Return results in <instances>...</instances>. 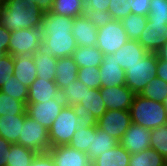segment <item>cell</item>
I'll return each mask as SVG.
<instances>
[{
	"label": "cell",
	"mask_w": 167,
	"mask_h": 166,
	"mask_svg": "<svg viewBox=\"0 0 167 166\" xmlns=\"http://www.w3.org/2000/svg\"><path fill=\"white\" fill-rule=\"evenodd\" d=\"M119 144V141L111 137L105 131L97 128L92 134L91 145L88 147L87 155L89 161L92 163L101 153L112 149Z\"/></svg>",
	"instance_id": "24"
},
{
	"label": "cell",
	"mask_w": 167,
	"mask_h": 166,
	"mask_svg": "<svg viewBox=\"0 0 167 166\" xmlns=\"http://www.w3.org/2000/svg\"><path fill=\"white\" fill-rule=\"evenodd\" d=\"M11 31L7 30L3 25L0 24V50L8 53L9 40Z\"/></svg>",
	"instance_id": "46"
},
{
	"label": "cell",
	"mask_w": 167,
	"mask_h": 166,
	"mask_svg": "<svg viewBox=\"0 0 167 166\" xmlns=\"http://www.w3.org/2000/svg\"><path fill=\"white\" fill-rule=\"evenodd\" d=\"M131 122L148 129H155L167 124L165 105L155 100L135 94L129 109Z\"/></svg>",
	"instance_id": "3"
},
{
	"label": "cell",
	"mask_w": 167,
	"mask_h": 166,
	"mask_svg": "<svg viewBox=\"0 0 167 166\" xmlns=\"http://www.w3.org/2000/svg\"><path fill=\"white\" fill-rule=\"evenodd\" d=\"M97 128V126L85 127L80 124L68 145L78 151L87 153L88 147L91 145L92 134Z\"/></svg>",
	"instance_id": "32"
},
{
	"label": "cell",
	"mask_w": 167,
	"mask_h": 166,
	"mask_svg": "<svg viewBox=\"0 0 167 166\" xmlns=\"http://www.w3.org/2000/svg\"><path fill=\"white\" fill-rule=\"evenodd\" d=\"M26 114V104L0 91V116Z\"/></svg>",
	"instance_id": "34"
},
{
	"label": "cell",
	"mask_w": 167,
	"mask_h": 166,
	"mask_svg": "<svg viewBox=\"0 0 167 166\" xmlns=\"http://www.w3.org/2000/svg\"><path fill=\"white\" fill-rule=\"evenodd\" d=\"M0 91L27 104L28 87L13 75L11 78H8V80L0 88Z\"/></svg>",
	"instance_id": "35"
},
{
	"label": "cell",
	"mask_w": 167,
	"mask_h": 166,
	"mask_svg": "<svg viewBox=\"0 0 167 166\" xmlns=\"http://www.w3.org/2000/svg\"><path fill=\"white\" fill-rule=\"evenodd\" d=\"M73 18L45 12L41 22L42 49L55 58L72 56L77 48Z\"/></svg>",
	"instance_id": "1"
},
{
	"label": "cell",
	"mask_w": 167,
	"mask_h": 166,
	"mask_svg": "<svg viewBox=\"0 0 167 166\" xmlns=\"http://www.w3.org/2000/svg\"><path fill=\"white\" fill-rule=\"evenodd\" d=\"M149 52L137 41L128 40L113 55L116 62L123 70L139 62V58H144Z\"/></svg>",
	"instance_id": "19"
},
{
	"label": "cell",
	"mask_w": 167,
	"mask_h": 166,
	"mask_svg": "<svg viewBox=\"0 0 167 166\" xmlns=\"http://www.w3.org/2000/svg\"><path fill=\"white\" fill-rule=\"evenodd\" d=\"M103 55L104 54L97 46H77L72 57L78 67H100Z\"/></svg>",
	"instance_id": "26"
},
{
	"label": "cell",
	"mask_w": 167,
	"mask_h": 166,
	"mask_svg": "<svg viewBox=\"0 0 167 166\" xmlns=\"http://www.w3.org/2000/svg\"><path fill=\"white\" fill-rule=\"evenodd\" d=\"M16 144L30 148L37 153L48 152L50 149L49 131L28 115L22 124L21 134Z\"/></svg>",
	"instance_id": "7"
},
{
	"label": "cell",
	"mask_w": 167,
	"mask_h": 166,
	"mask_svg": "<svg viewBox=\"0 0 167 166\" xmlns=\"http://www.w3.org/2000/svg\"><path fill=\"white\" fill-rule=\"evenodd\" d=\"M148 21L167 25V0H151Z\"/></svg>",
	"instance_id": "38"
},
{
	"label": "cell",
	"mask_w": 167,
	"mask_h": 166,
	"mask_svg": "<svg viewBox=\"0 0 167 166\" xmlns=\"http://www.w3.org/2000/svg\"><path fill=\"white\" fill-rule=\"evenodd\" d=\"M56 166H91L88 155L69 145L50 147L48 150Z\"/></svg>",
	"instance_id": "15"
},
{
	"label": "cell",
	"mask_w": 167,
	"mask_h": 166,
	"mask_svg": "<svg viewBox=\"0 0 167 166\" xmlns=\"http://www.w3.org/2000/svg\"><path fill=\"white\" fill-rule=\"evenodd\" d=\"M101 87L123 86L125 82V70L116 62L113 54L103 55L99 67Z\"/></svg>",
	"instance_id": "16"
},
{
	"label": "cell",
	"mask_w": 167,
	"mask_h": 166,
	"mask_svg": "<svg viewBox=\"0 0 167 166\" xmlns=\"http://www.w3.org/2000/svg\"><path fill=\"white\" fill-rule=\"evenodd\" d=\"M89 89L79 79H76L60 91V97L66 106H73L80 103Z\"/></svg>",
	"instance_id": "30"
},
{
	"label": "cell",
	"mask_w": 167,
	"mask_h": 166,
	"mask_svg": "<svg viewBox=\"0 0 167 166\" xmlns=\"http://www.w3.org/2000/svg\"><path fill=\"white\" fill-rule=\"evenodd\" d=\"M35 2L43 12H50L53 7L54 0H30Z\"/></svg>",
	"instance_id": "48"
},
{
	"label": "cell",
	"mask_w": 167,
	"mask_h": 166,
	"mask_svg": "<svg viewBox=\"0 0 167 166\" xmlns=\"http://www.w3.org/2000/svg\"><path fill=\"white\" fill-rule=\"evenodd\" d=\"M3 54H6L4 51L0 50V57L3 55Z\"/></svg>",
	"instance_id": "52"
},
{
	"label": "cell",
	"mask_w": 167,
	"mask_h": 166,
	"mask_svg": "<svg viewBox=\"0 0 167 166\" xmlns=\"http://www.w3.org/2000/svg\"><path fill=\"white\" fill-rule=\"evenodd\" d=\"M26 116L27 113L0 116V137H3L11 144L17 143Z\"/></svg>",
	"instance_id": "22"
},
{
	"label": "cell",
	"mask_w": 167,
	"mask_h": 166,
	"mask_svg": "<svg viewBox=\"0 0 167 166\" xmlns=\"http://www.w3.org/2000/svg\"><path fill=\"white\" fill-rule=\"evenodd\" d=\"M65 106L62 98H53L43 103H27L26 113L29 117L49 130Z\"/></svg>",
	"instance_id": "10"
},
{
	"label": "cell",
	"mask_w": 167,
	"mask_h": 166,
	"mask_svg": "<svg viewBox=\"0 0 167 166\" xmlns=\"http://www.w3.org/2000/svg\"><path fill=\"white\" fill-rule=\"evenodd\" d=\"M85 8L99 10L101 12L108 11L109 0H84Z\"/></svg>",
	"instance_id": "44"
},
{
	"label": "cell",
	"mask_w": 167,
	"mask_h": 166,
	"mask_svg": "<svg viewBox=\"0 0 167 166\" xmlns=\"http://www.w3.org/2000/svg\"><path fill=\"white\" fill-rule=\"evenodd\" d=\"M80 125L71 106H65L49 128L51 147L68 145Z\"/></svg>",
	"instance_id": "5"
},
{
	"label": "cell",
	"mask_w": 167,
	"mask_h": 166,
	"mask_svg": "<svg viewBox=\"0 0 167 166\" xmlns=\"http://www.w3.org/2000/svg\"><path fill=\"white\" fill-rule=\"evenodd\" d=\"M158 54L148 53L139 62L125 70L126 86L134 93L140 94L144 87L156 76Z\"/></svg>",
	"instance_id": "4"
},
{
	"label": "cell",
	"mask_w": 167,
	"mask_h": 166,
	"mask_svg": "<svg viewBox=\"0 0 167 166\" xmlns=\"http://www.w3.org/2000/svg\"><path fill=\"white\" fill-rule=\"evenodd\" d=\"M131 154L120 144L101 153L91 164L92 166H129Z\"/></svg>",
	"instance_id": "23"
},
{
	"label": "cell",
	"mask_w": 167,
	"mask_h": 166,
	"mask_svg": "<svg viewBox=\"0 0 167 166\" xmlns=\"http://www.w3.org/2000/svg\"><path fill=\"white\" fill-rule=\"evenodd\" d=\"M147 16L129 14L121 20L129 40H138L144 28H147Z\"/></svg>",
	"instance_id": "31"
},
{
	"label": "cell",
	"mask_w": 167,
	"mask_h": 166,
	"mask_svg": "<svg viewBox=\"0 0 167 166\" xmlns=\"http://www.w3.org/2000/svg\"><path fill=\"white\" fill-rule=\"evenodd\" d=\"M156 76L167 82V62L158 57Z\"/></svg>",
	"instance_id": "47"
},
{
	"label": "cell",
	"mask_w": 167,
	"mask_h": 166,
	"mask_svg": "<svg viewBox=\"0 0 167 166\" xmlns=\"http://www.w3.org/2000/svg\"><path fill=\"white\" fill-rule=\"evenodd\" d=\"M100 93L107 110H129L135 96L126 85L101 87Z\"/></svg>",
	"instance_id": "12"
},
{
	"label": "cell",
	"mask_w": 167,
	"mask_h": 166,
	"mask_svg": "<svg viewBox=\"0 0 167 166\" xmlns=\"http://www.w3.org/2000/svg\"><path fill=\"white\" fill-rule=\"evenodd\" d=\"M129 40L120 20H112L98 28L96 46L104 55L114 54Z\"/></svg>",
	"instance_id": "9"
},
{
	"label": "cell",
	"mask_w": 167,
	"mask_h": 166,
	"mask_svg": "<svg viewBox=\"0 0 167 166\" xmlns=\"http://www.w3.org/2000/svg\"><path fill=\"white\" fill-rule=\"evenodd\" d=\"M71 30L77 46H96L98 28L84 15L73 18Z\"/></svg>",
	"instance_id": "18"
},
{
	"label": "cell",
	"mask_w": 167,
	"mask_h": 166,
	"mask_svg": "<svg viewBox=\"0 0 167 166\" xmlns=\"http://www.w3.org/2000/svg\"><path fill=\"white\" fill-rule=\"evenodd\" d=\"M33 58L37 78L55 81L57 58L50 55L42 48L33 55Z\"/></svg>",
	"instance_id": "25"
},
{
	"label": "cell",
	"mask_w": 167,
	"mask_h": 166,
	"mask_svg": "<svg viewBox=\"0 0 167 166\" xmlns=\"http://www.w3.org/2000/svg\"><path fill=\"white\" fill-rule=\"evenodd\" d=\"M53 98H61L55 81L36 78L28 88L27 103H43Z\"/></svg>",
	"instance_id": "17"
},
{
	"label": "cell",
	"mask_w": 167,
	"mask_h": 166,
	"mask_svg": "<svg viewBox=\"0 0 167 166\" xmlns=\"http://www.w3.org/2000/svg\"><path fill=\"white\" fill-rule=\"evenodd\" d=\"M71 107L79 118L80 124L85 127L97 126V120L107 111L100 89L92 88L87 90L79 104Z\"/></svg>",
	"instance_id": "6"
},
{
	"label": "cell",
	"mask_w": 167,
	"mask_h": 166,
	"mask_svg": "<svg viewBox=\"0 0 167 166\" xmlns=\"http://www.w3.org/2000/svg\"><path fill=\"white\" fill-rule=\"evenodd\" d=\"M151 130L141 125L131 123L120 139L119 144L130 154L150 148Z\"/></svg>",
	"instance_id": "13"
},
{
	"label": "cell",
	"mask_w": 167,
	"mask_h": 166,
	"mask_svg": "<svg viewBox=\"0 0 167 166\" xmlns=\"http://www.w3.org/2000/svg\"><path fill=\"white\" fill-rule=\"evenodd\" d=\"M37 152L19 144H11L6 166H30Z\"/></svg>",
	"instance_id": "27"
},
{
	"label": "cell",
	"mask_w": 167,
	"mask_h": 166,
	"mask_svg": "<svg viewBox=\"0 0 167 166\" xmlns=\"http://www.w3.org/2000/svg\"><path fill=\"white\" fill-rule=\"evenodd\" d=\"M13 76L29 88L37 78L33 55L21 54L14 56Z\"/></svg>",
	"instance_id": "20"
},
{
	"label": "cell",
	"mask_w": 167,
	"mask_h": 166,
	"mask_svg": "<svg viewBox=\"0 0 167 166\" xmlns=\"http://www.w3.org/2000/svg\"><path fill=\"white\" fill-rule=\"evenodd\" d=\"M30 166H56L49 152L37 153Z\"/></svg>",
	"instance_id": "43"
},
{
	"label": "cell",
	"mask_w": 167,
	"mask_h": 166,
	"mask_svg": "<svg viewBox=\"0 0 167 166\" xmlns=\"http://www.w3.org/2000/svg\"><path fill=\"white\" fill-rule=\"evenodd\" d=\"M163 104L165 105V108H166V111H167V98L164 100Z\"/></svg>",
	"instance_id": "51"
},
{
	"label": "cell",
	"mask_w": 167,
	"mask_h": 166,
	"mask_svg": "<svg viewBox=\"0 0 167 166\" xmlns=\"http://www.w3.org/2000/svg\"><path fill=\"white\" fill-rule=\"evenodd\" d=\"M11 143L0 137V166H6Z\"/></svg>",
	"instance_id": "45"
},
{
	"label": "cell",
	"mask_w": 167,
	"mask_h": 166,
	"mask_svg": "<svg viewBox=\"0 0 167 166\" xmlns=\"http://www.w3.org/2000/svg\"><path fill=\"white\" fill-rule=\"evenodd\" d=\"M43 16V10L35 2L5 0V5L0 14V24L11 32L21 28H41Z\"/></svg>",
	"instance_id": "2"
},
{
	"label": "cell",
	"mask_w": 167,
	"mask_h": 166,
	"mask_svg": "<svg viewBox=\"0 0 167 166\" xmlns=\"http://www.w3.org/2000/svg\"><path fill=\"white\" fill-rule=\"evenodd\" d=\"M166 163L167 159L152 148L131 154L129 160V166H166Z\"/></svg>",
	"instance_id": "28"
},
{
	"label": "cell",
	"mask_w": 167,
	"mask_h": 166,
	"mask_svg": "<svg viewBox=\"0 0 167 166\" xmlns=\"http://www.w3.org/2000/svg\"><path fill=\"white\" fill-rule=\"evenodd\" d=\"M42 48L40 28H21L11 32L8 53L17 56L21 54L34 55Z\"/></svg>",
	"instance_id": "8"
},
{
	"label": "cell",
	"mask_w": 167,
	"mask_h": 166,
	"mask_svg": "<svg viewBox=\"0 0 167 166\" xmlns=\"http://www.w3.org/2000/svg\"><path fill=\"white\" fill-rule=\"evenodd\" d=\"M4 5H5V0H0V14L2 13V9Z\"/></svg>",
	"instance_id": "50"
},
{
	"label": "cell",
	"mask_w": 167,
	"mask_h": 166,
	"mask_svg": "<svg viewBox=\"0 0 167 166\" xmlns=\"http://www.w3.org/2000/svg\"><path fill=\"white\" fill-rule=\"evenodd\" d=\"M129 110H107L97 120V127L108 133L114 139L120 141L124 133L131 125Z\"/></svg>",
	"instance_id": "11"
},
{
	"label": "cell",
	"mask_w": 167,
	"mask_h": 166,
	"mask_svg": "<svg viewBox=\"0 0 167 166\" xmlns=\"http://www.w3.org/2000/svg\"><path fill=\"white\" fill-rule=\"evenodd\" d=\"M158 57L162 60H164L165 62H167V42L165 43V45L160 48V50L157 52Z\"/></svg>",
	"instance_id": "49"
},
{
	"label": "cell",
	"mask_w": 167,
	"mask_h": 166,
	"mask_svg": "<svg viewBox=\"0 0 167 166\" xmlns=\"http://www.w3.org/2000/svg\"><path fill=\"white\" fill-rule=\"evenodd\" d=\"M108 11L114 20H122L131 14L128 0H109Z\"/></svg>",
	"instance_id": "39"
},
{
	"label": "cell",
	"mask_w": 167,
	"mask_h": 166,
	"mask_svg": "<svg viewBox=\"0 0 167 166\" xmlns=\"http://www.w3.org/2000/svg\"><path fill=\"white\" fill-rule=\"evenodd\" d=\"M137 40L149 53H157L167 42V25L147 21Z\"/></svg>",
	"instance_id": "14"
},
{
	"label": "cell",
	"mask_w": 167,
	"mask_h": 166,
	"mask_svg": "<svg viewBox=\"0 0 167 166\" xmlns=\"http://www.w3.org/2000/svg\"><path fill=\"white\" fill-rule=\"evenodd\" d=\"M78 69L72 56L57 59L55 83L60 91L77 79Z\"/></svg>",
	"instance_id": "21"
},
{
	"label": "cell",
	"mask_w": 167,
	"mask_h": 166,
	"mask_svg": "<svg viewBox=\"0 0 167 166\" xmlns=\"http://www.w3.org/2000/svg\"><path fill=\"white\" fill-rule=\"evenodd\" d=\"M14 73V56L6 53L0 57V88Z\"/></svg>",
	"instance_id": "40"
},
{
	"label": "cell",
	"mask_w": 167,
	"mask_h": 166,
	"mask_svg": "<svg viewBox=\"0 0 167 166\" xmlns=\"http://www.w3.org/2000/svg\"><path fill=\"white\" fill-rule=\"evenodd\" d=\"M151 0H128L131 14L148 16Z\"/></svg>",
	"instance_id": "42"
},
{
	"label": "cell",
	"mask_w": 167,
	"mask_h": 166,
	"mask_svg": "<svg viewBox=\"0 0 167 166\" xmlns=\"http://www.w3.org/2000/svg\"><path fill=\"white\" fill-rule=\"evenodd\" d=\"M85 9L84 0H54L51 13L61 16L76 18L83 16Z\"/></svg>",
	"instance_id": "29"
},
{
	"label": "cell",
	"mask_w": 167,
	"mask_h": 166,
	"mask_svg": "<svg viewBox=\"0 0 167 166\" xmlns=\"http://www.w3.org/2000/svg\"><path fill=\"white\" fill-rule=\"evenodd\" d=\"M141 96L164 103L167 98V82L161 78H153L141 91Z\"/></svg>",
	"instance_id": "33"
},
{
	"label": "cell",
	"mask_w": 167,
	"mask_h": 166,
	"mask_svg": "<svg viewBox=\"0 0 167 166\" xmlns=\"http://www.w3.org/2000/svg\"><path fill=\"white\" fill-rule=\"evenodd\" d=\"M77 79H79L82 83L92 89H100L101 88V78L99 73V67L95 66H86L79 67L77 73Z\"/></svg>",
	"instance_id": "37"
},
{
	"label": "cell",
	"mask_w": 167,
	"mask_h": 166,
	"mask_svg": "<svg viewBox=\"0 0 167 166\" xmlns=\"http://www.w3.org/2000/svg\"><path fill=\"white\" fill-rule=\"evenodd\" d=\"M150 148L167 159V124L151 129Z\"/></svg>",
	"instance_id": "36"
},
{
	"label": "cell",
	"mask_w": 167,
	"mask_h": 166,
	"mask_svg": "<svg viewBox=\"0 0 167 166\" xmlns=\"http://www.w3.org/2000/svg\"><path fill=\"white\" fill-rule=\"evenodd\" d=\"M89 21H91L97 28H100L112 21L113 18L109 11L101 12L99 10H93L90 8L84 9L83 14Z\"/></svg>",
	"instance_id": "41"
}]
</instances>
